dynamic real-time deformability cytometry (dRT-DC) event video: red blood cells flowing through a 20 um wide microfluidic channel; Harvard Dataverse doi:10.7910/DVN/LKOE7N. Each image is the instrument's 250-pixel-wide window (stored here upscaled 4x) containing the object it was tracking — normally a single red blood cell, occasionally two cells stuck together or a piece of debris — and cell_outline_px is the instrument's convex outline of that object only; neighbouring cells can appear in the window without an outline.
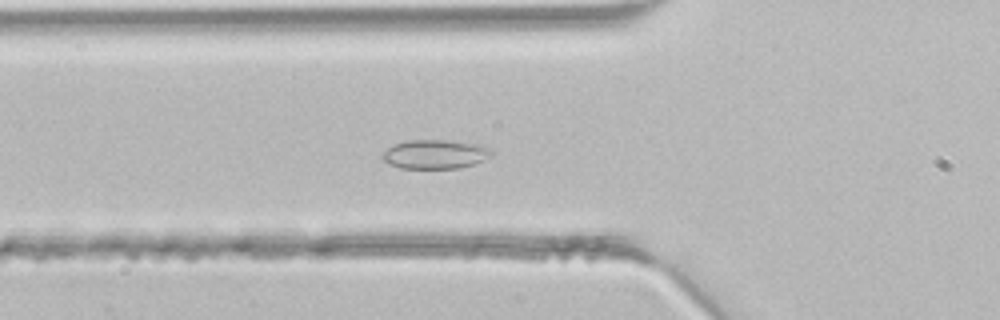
{"species": "common noctule bat (a hibernating species)", "species_latin": "Nyctalus noctula", "temperature_condition": "room temperature", "stored_images_in_passage": 43, "camera_frame_rate_fps": 3000, "um_per_image_px": 0.085, "animal": {"sex": "male", "body_mass_g": 21.5, "forearm_length_mm": 52.0}, "frame": {"image": 1, "passage_image": 14, "time_ms": 4.333, "image_size_px": [1000, 320], "cell_outline_px": [[492, 156], [476, 164], [460, 168], [400, 168], [388, 164], [380, 156], [392, 144], [404, 140], [444, 140], [480, 144], [488, 148], [492, 152]], "centroid_in_image_um": [36.97, 13.11], "position_along_channel_um": 88.8, "area_um2": 18.67}}
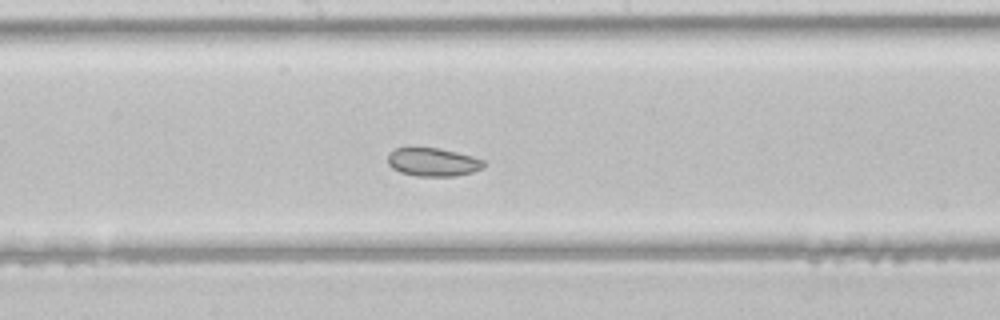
{"frame": {"image": 2, "passage_image": 22, "time_ms": 7.0, "image_size_px": [1000, 320], "cell_outline_px": [[484, 164], [480, 168], [472, 172], [456, 176], [416, 176], [400, 172], [392, 168], [388, 164], [388, 152], [396, 148], [440, 148], [472, 156], [484, 160]], "centroid_in_image_um": [36.76, 13.78], "position_along_channel_um": 211.4, "area_um2": 15.78}}
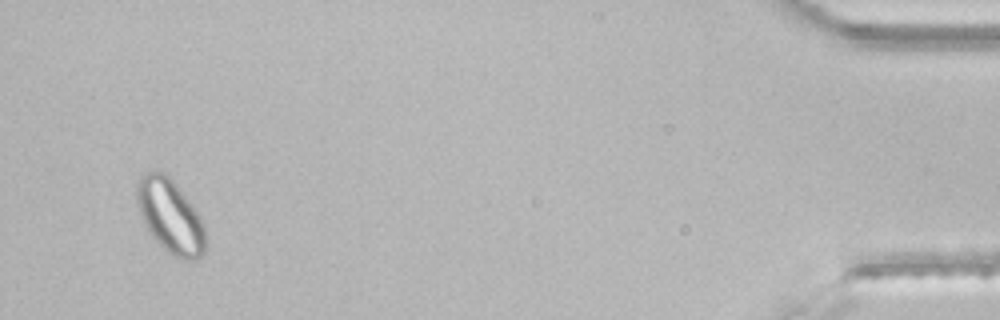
{"frame": {"image": 3, "passage_image": 41, "time_ms": 13.333, "image_size_px": [1000, 320], "cell_outline_px": [[204, 252], [196, 260], [184, 260], [168, 252], [152, 236], [144, 224], [140, 216], [136, 204], [136, 184], [140, 176], [144, 172], [156, 168], [164, 172], [176, 184], [192, 204], [200, 216], [204, 224]], "centroid_in_image_um": [14.43, 18.32], "position_along_channel_um": 420.8, "area_um2": 29.71}}